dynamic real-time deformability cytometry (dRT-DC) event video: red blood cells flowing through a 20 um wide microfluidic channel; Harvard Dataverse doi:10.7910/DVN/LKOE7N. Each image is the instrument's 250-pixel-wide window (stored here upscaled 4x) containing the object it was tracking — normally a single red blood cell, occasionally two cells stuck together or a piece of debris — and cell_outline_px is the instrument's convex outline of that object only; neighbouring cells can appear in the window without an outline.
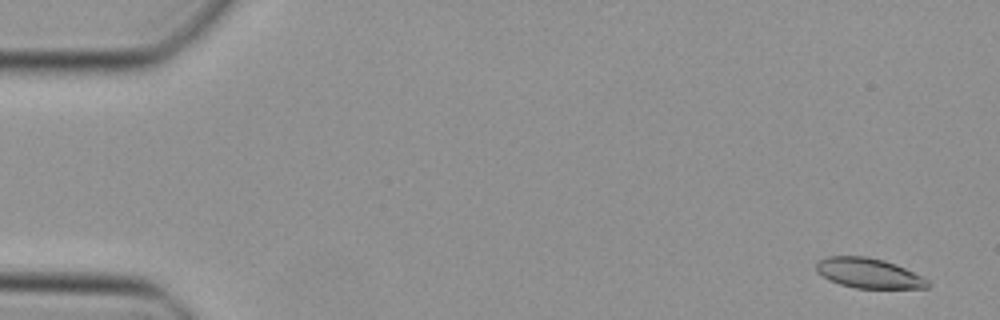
{"species": "Egyptian fruit bat (a non-hibernating species)", "species_latin": "Rousettus aegyptiacus", "temperature_condition": "cold", "stored_images_in_passage": 15, "camera_frame_rate_fps": 3000, "um_per_image_px": 0.085, "animal": {"sex": "female"}, "frame": {"image": 1, "passage_image": 3, "time_ms": 0.667, "image_size_px": [1000, 320], "cell_outline_px": [[932, 284], [928, 288], [856, 288], [840, 284], [828, 280], [816, 272], [816, 260], [828, 256], [868, 256], [884, 260], [896, 264], [924, 276]], "centroid_in_image_um": [73.84, 23.21], "position_along_channel_um": 11.2, "area_um2": 19.83}}
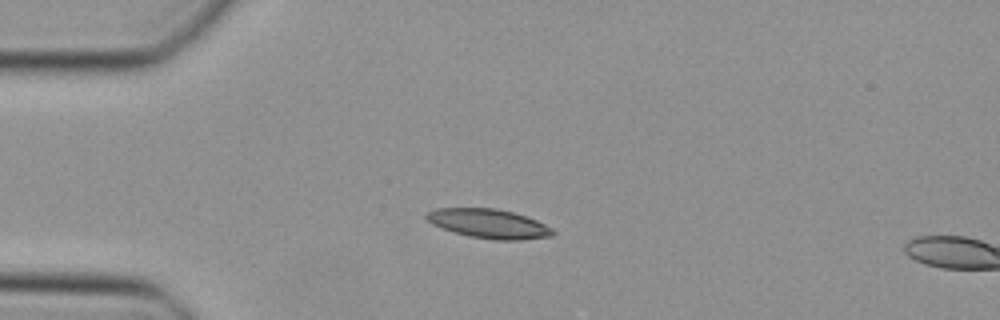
{"frame": {"image": 2, "passage_image": 13, "time_ms": 4.0, "image_size_px": [1000, 320], "cell_outline_px": [[556, 232], [552, 236], [520, 240], [496, 240], [472, 236], [456, 232], [432, 224], [424, 216], [428, 212], [436, 208], [496, 208], [512, 212], [536, 220], [552, 228]], "centroid_in_image_um": [41.57, 19.0], "position_along_channel_um": 43.4, "area_um2": 21.21}}